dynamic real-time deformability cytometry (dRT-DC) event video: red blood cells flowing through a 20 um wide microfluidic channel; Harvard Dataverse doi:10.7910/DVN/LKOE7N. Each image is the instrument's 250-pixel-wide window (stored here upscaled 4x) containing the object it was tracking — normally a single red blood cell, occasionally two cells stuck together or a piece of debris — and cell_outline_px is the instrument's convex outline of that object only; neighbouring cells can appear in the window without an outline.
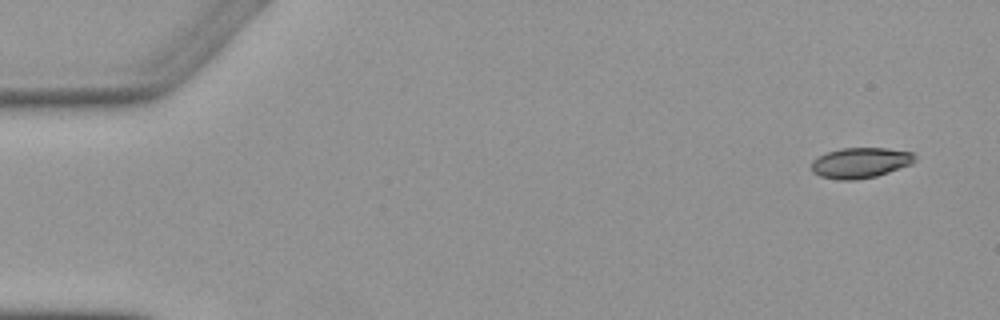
{"species": "Egyptian fruit bat (a non-hibernating species)", "species_latin": "Rousettus aegyptiacus", "temperature_condition": "warm", "stored_images_in_passage": 9, "camera_frame_rate_fps": 3000, "um_per_image_px": 0.085, "animal": {"sex": "female"}, "frame": {"image": 1, "passage_image": 1, "time_ms": 0.0, "image_size_px": [1000, 320], "cell_outline_px": [[916, 160], [912, 164], [876, 176], [856, 180], [840, 180], [820, 176], [812, 172], [812, 160], [828, 152], [840, 148], [888, 148], [912, 152], [916, 156]], "centroid_in_image_um": [73.15, 13.83], "position_along_channel_um": 11.8, "area_um2": 18.38}}
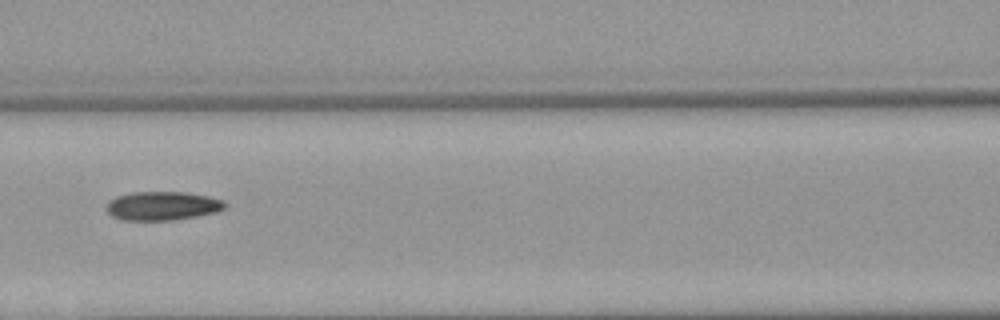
{"frame": {"image": 2, "passage_image": 6, "time_ms": 7.0, "image_size_px": [1000, 320], "cell_outline_px": [[228, 204], [224, 208], [216, 212], [196, 216], [172, 220], [120, 220], [112, 216], [108, 212], [108, 200], [116, 196], [132, 192], [184, 192], [208, 196], [224, 200]], "centroid_in_image_um": [13.81, 17.49], "position_along_channel_um": 152.8, "area_um2": 19.88}}
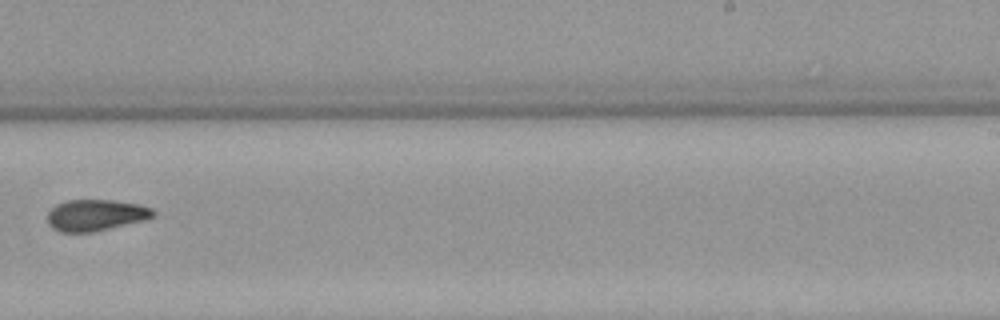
{"frame": {"image": 3, "passage_image": 9, "time_ms": 10.333, "image_size_px": [1000, 320], "cell_outline_px": [[156, 216], [144, 220], [92, 232], [60, 232], [52, 228], [48, 224], [48, 212], [56, 204], [68, 200], [116, 200], [140, 204], [152, 208], [156, 212]], "centroid_in_image_um": [8.15, 18.28], "position_along_channel_um": 280.8, "area_um2": 19.42}}